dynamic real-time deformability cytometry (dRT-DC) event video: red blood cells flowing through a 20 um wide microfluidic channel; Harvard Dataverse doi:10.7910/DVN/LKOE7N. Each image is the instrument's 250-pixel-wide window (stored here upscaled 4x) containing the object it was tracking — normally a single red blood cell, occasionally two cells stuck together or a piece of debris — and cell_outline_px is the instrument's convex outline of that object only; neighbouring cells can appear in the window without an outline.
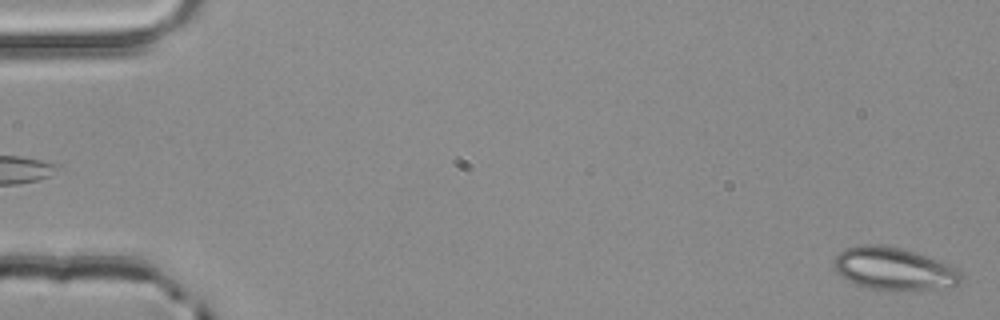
{"species": "common noctule bat (a hibernating species)", "species_latin": "Nyctalus noctula", "temperature_condition": "room temperature", "stored_images_in_passage": 3, "camera_frame_rate_fps": 3000, "um_per_image_px": 0.085, "animal": {"sex": "male", "body_mass_g": 20.4}, "frame": {"image": 1, "passage_image": 3, "time_ms": 0.667, "image_size_px": [1000, 320], "cell_outline_px": [[960, 280], [952, 288], [916, 292], [904, 292], [868, 288], [856, 284], [840, 276], [832, 268], [832, 264], [836, 256], [844, 248], [860, 244], [876, 244], [904, 248], [948, 264], [956, 268], [960, 272]], "centroid_in_image_um": [75.97, 22.88], "position_along_channel_um": 9.0, "area_um2": 32.43}}